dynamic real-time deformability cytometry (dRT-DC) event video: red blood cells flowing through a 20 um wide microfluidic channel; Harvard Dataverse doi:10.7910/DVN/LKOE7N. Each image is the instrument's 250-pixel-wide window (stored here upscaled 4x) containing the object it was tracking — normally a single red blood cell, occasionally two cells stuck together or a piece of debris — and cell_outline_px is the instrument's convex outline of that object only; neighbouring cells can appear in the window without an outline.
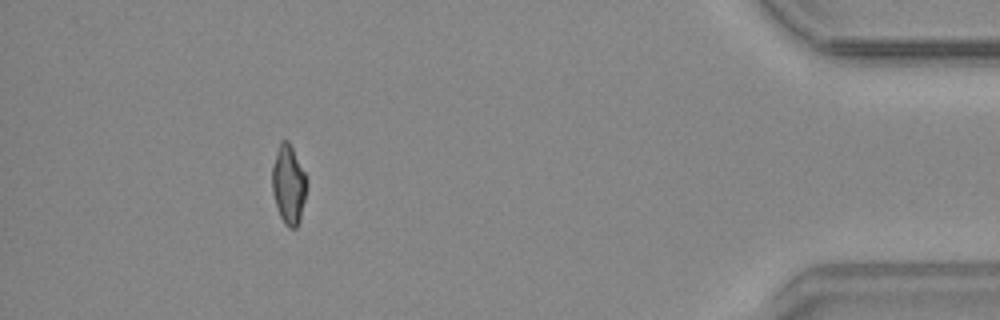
{"species": "common noctule bat (a hibernating species)", "species_latin": "Nyctalus noctula", "temperature_condition": "warm", "stored_images_in_passage": 41, "camera_frame_rate_fps": 3000, "um_per_image_px": 0.085, "animal": {"sex": "male", "body_mass_g": 20.4}, "frame": {"image": 1, "passage_image": 35, "time_ms": 11.333, "image_size_px": [1000, 320], "cell_outline_px": [[308, 184], [300, 220], [296, 228], [288, 228], [284, 224], [280, 216], [272, 192], [272, 168], [276, 152], [280, 140], [288, 140], [308, 176]], "centroid_in_image_um": [24.55, 15.67], "position_along_channel_um": 410.6, "area_um2": 16.24}, "authors_computed_cell_mechanics": {"area_um2": 16.5308, "velocity_mm_per_s": 3.779, "shape_relaxation_time_tau1_ms": 9.8375, "shape_relaxation_time_tau2_ms": 1.3874, "deformation_change_tau1": 0.2555, "deformation_change_tau2": 0.0526}}